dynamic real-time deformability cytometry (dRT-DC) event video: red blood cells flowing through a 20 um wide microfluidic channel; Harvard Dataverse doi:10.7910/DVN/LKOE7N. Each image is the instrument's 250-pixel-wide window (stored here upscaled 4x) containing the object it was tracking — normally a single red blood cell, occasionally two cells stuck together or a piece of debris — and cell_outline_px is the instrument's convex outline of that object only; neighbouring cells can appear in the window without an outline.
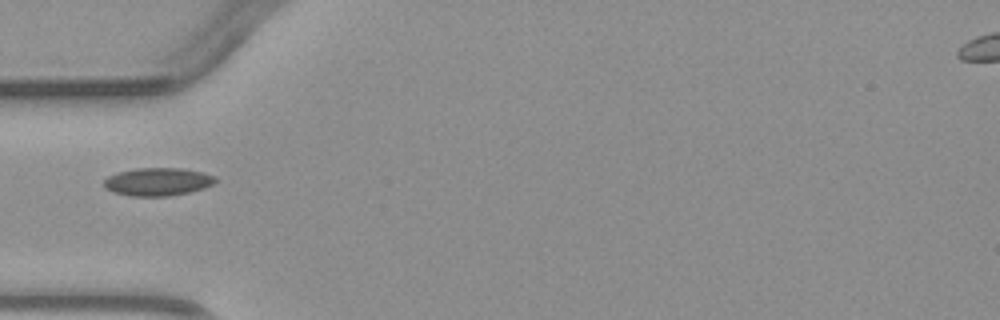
{"species": "common noctule bat (a hibernating species)", "species_latin": "Nyctalus noctula", "temperature_condition": "warm", "stored_images_in_passage": 2, "camera_frame_rate_fps": 3000, "um_per_image_px": 0.085, "animal": {"sex": "male", "body_mass_g": 23.1, "forearm_length_mm": 52.7}, "frame": {"image": 1, "passage_image": 1, "time_ms": 0.0, "image_size_px": [1000, 320], "cell_outline_px": [[216, 180], [212, 184], [204, 188], [188, 192], [168, 196], [132, 196], [112, 192], [104, 188], [104, 180], [108, 176], [116, 172], [136, 168], [180, 168], [204, 172], [216, 176]], "centroid_in_image_um": [13.38, 15.44], "position_along_channel_um": 71.6, "area_um2": 18.26}}
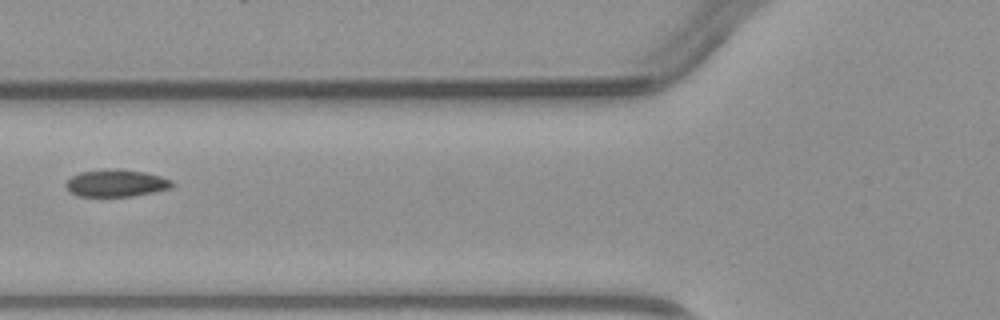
{"frame": {"image": 2, "passage_image": 2, "time_ms": 1.0, "image_size_px": [1000, 320], "cell_outline_px": [[176, 184], [172, 188], [132, 196], [80, 196], [72, 192], [64, 184], [72, 176], [80, 172], [116, 168], [144, 172], [160, 176], [172, 180]], "centroid_in_image_um": [9.92, 15.56], "position_along_channel_um": 115.9, "area_um2": 16.7}}